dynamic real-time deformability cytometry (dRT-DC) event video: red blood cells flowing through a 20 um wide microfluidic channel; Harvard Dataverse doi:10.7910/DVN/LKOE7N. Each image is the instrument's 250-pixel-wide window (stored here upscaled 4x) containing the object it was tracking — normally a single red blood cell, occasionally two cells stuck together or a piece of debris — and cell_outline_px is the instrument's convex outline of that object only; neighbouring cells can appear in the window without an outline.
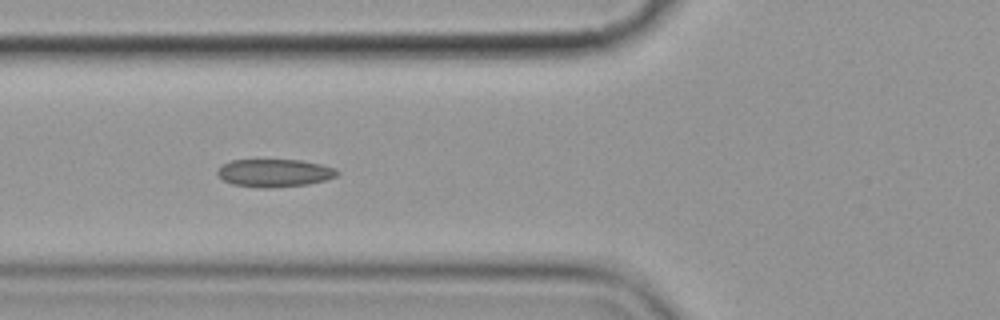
{"species": "common noctule bat (a hibernating species)", "species_latin": "Nyctalus noctula", "temperature_condition": "cold", "stored_images_in_passage": 6, "camera_frame_rate_fps": 3000, "um_per_image_px": 0.085, "animal": {"sex": "female", "body_mass_g": 19.9}, "frame": {"image": 1, "passage_image": 5, "time_ms": 5.333, "image_size_px": [1000, 320], "cell_outline_px": [[340, 172], [336, 176], [324, 180], [308, 184], [272, 188], [264, 188], [232, 184], [224, 180], [216, 172], [224, 164], [232, 160], [300, 160], [320, 164], [336, 168]], "centroid_in_image_um": [23.36, 14.7], "position_along_channel_um": 102.4, "area_um2": 19.25}}
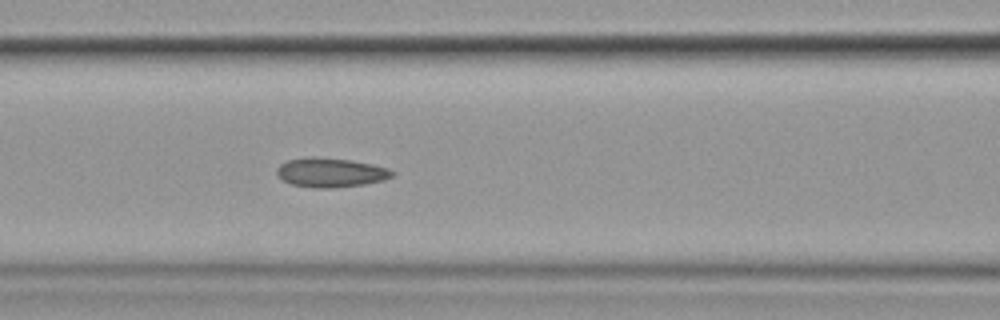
{"frame": {"image": 2, "passage_image": 6, "time_ms": 6.333, "image_size_px": [1000, 320], "cell_outline_px": [[396, 172], [392, 176], [384, 180], [364, 184], [332, 188], [312, 188], [292, 184], [284, 180], [276, 172], [276, 168], [280, 164], [288, 160], [304, 156], [312, 156], [352, 160], [372, 164], [388, 168]], "centroid_in_image_um": [28.11, 14.65], "position_along_channel_um": 138.5, "area_um2": 19.83}}